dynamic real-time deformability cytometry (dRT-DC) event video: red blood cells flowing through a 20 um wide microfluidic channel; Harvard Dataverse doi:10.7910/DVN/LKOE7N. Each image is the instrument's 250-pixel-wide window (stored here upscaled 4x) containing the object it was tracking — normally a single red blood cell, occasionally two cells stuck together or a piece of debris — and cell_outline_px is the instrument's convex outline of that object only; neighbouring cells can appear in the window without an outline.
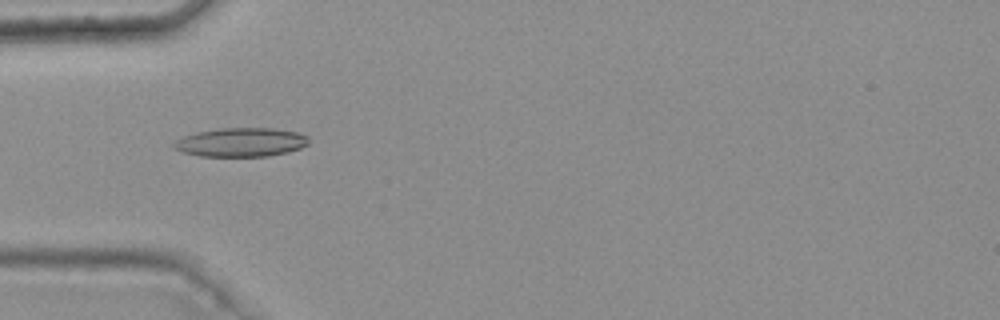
{"species": "common noctule bat (a hibernating species)", "species_latin": "Nyctalus noctula", "temperature_condition": "warm", "stored_images_in_passage": 7, "camera_frame_rate_fps": 3000, "um_per_image_px": 0.085, "animal": {"sex": "female", "body_mass_g": 25.1}, "frame": {"image": 1, "passage_image": 5, "time_ms": 1.333, "image_size_px": [1000, 320], "cell_outline_px": [[308, 144], [300, 148], [288, 152], [268, 156], [200, 156], [184, 152], [176, 148], [172, 144], [176, 140], [184, 136], [196, 132], [220, 128], [272, 128], [296, 132], [308, 136]], "centroid_in_image_um": [20.5, 12.09], "position_along_channel_um": 64.5, "area_um2": 22.54}}
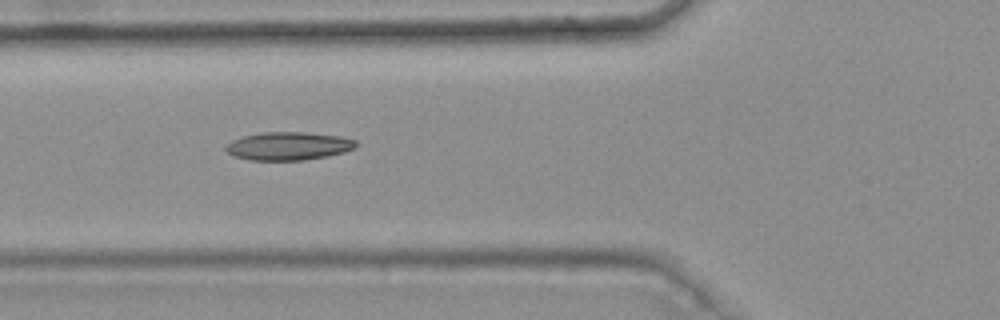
{"frame": {"image": 2, "passage_image": 6, "time_ms": 1.667, "image_size_px": [1000, 320], "cell_outline_px": [[360, 144], [356, 148], [344, 152], [328, 156], [304, 160], [248, 160], [232, 156], [224, 148], [224, 144], [232, 140], [244, 136], [260, 132], [308, 132], [340, 136], [356, 140]], "centroid_in_image_um": [24.52, 12.41], "position_along_channel_um": 101.3, "area_um2": 21.73}}
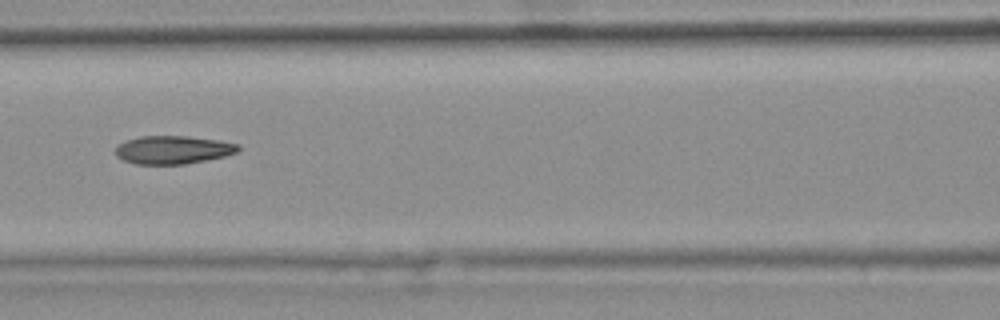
{"frame": {"image": 3, "passage_image": 7, "time_ms": 2.0, "image_size_px": [1000, 320], "cell_outline_px": [[240, 148], [236, 152], [224, 156], [184, 164], [136, 164], [124, 160], [116, 156], [116, 148], [120, 144], [128, 140], [140, 136], [188, 136], [220, 140], [240, 144]], "centroid_in_image_um": [14.73, 12.73], "position_along_channel_um": 151.9, "area_um2": 20.0}}